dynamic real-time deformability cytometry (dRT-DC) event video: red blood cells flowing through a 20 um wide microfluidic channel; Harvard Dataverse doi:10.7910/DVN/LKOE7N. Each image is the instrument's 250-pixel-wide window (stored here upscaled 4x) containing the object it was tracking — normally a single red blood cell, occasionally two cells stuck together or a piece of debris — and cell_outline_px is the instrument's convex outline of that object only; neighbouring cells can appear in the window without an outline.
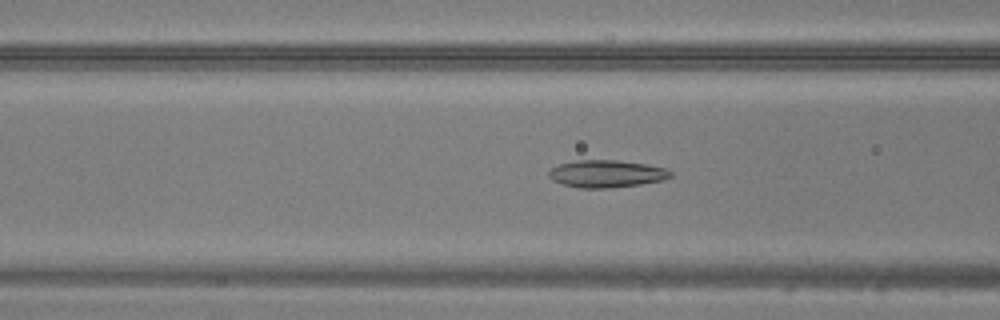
{"species": "common noctule bat (a hibernating species)", "species_latin": "Nyctalus noctula", "temperature_condition": "warm", "stored_images_in_passage": 48, "camera_frame_rate_fps": 3000, "um_per_image_px": 0.085, "animal": {"sex": "male", "body_mass_g": 20.5, "forearm_length_mm": 52.5}, "frame": {"image": 1, "passage_image": 19, "time_ms": 6.0, "image_size_px": [1000, 320], "cell_outline_px": [[672, 176], [664, 180], [640, 184], [608, 188], [580, 188], [564, 184], [552, 180], [548, 176], [548, 172], [552, 168], [560, 164], [576, 160], [616, 160], [648, 164], [664, 168], [672, 172]], "centroid_in_image_um": [51.56, 14.77], "position_along_channel_um": 115.0, "area_um2": 19.36}}
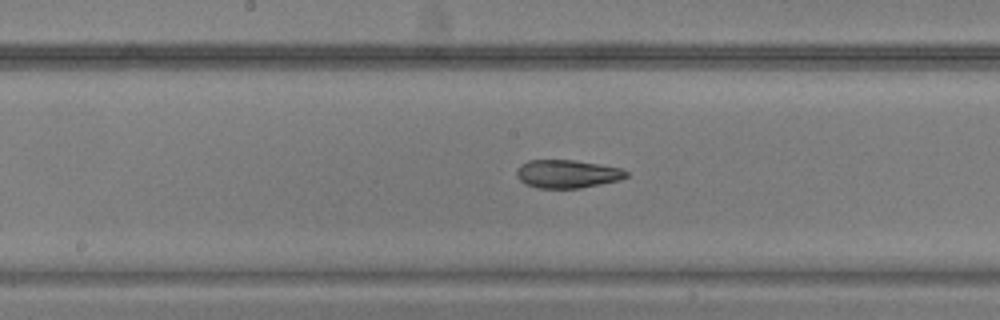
{"frame": {"image": 2, "passage_image": 25, "time_ms": 8.0, "image_size_px": [1000, 320], "cell_outline_px": [[628, 176], [620, 180], [580, 188], [536, 188], [524, 184], [516, 176], [516, 168], [520, 164], [528, 160], [572, 160], [620, 168], [628, 172]], "centroid_in_image_um": [48.16, 14.79], "position_along_channel_um": 200.0, "area_um2": 18.03}}
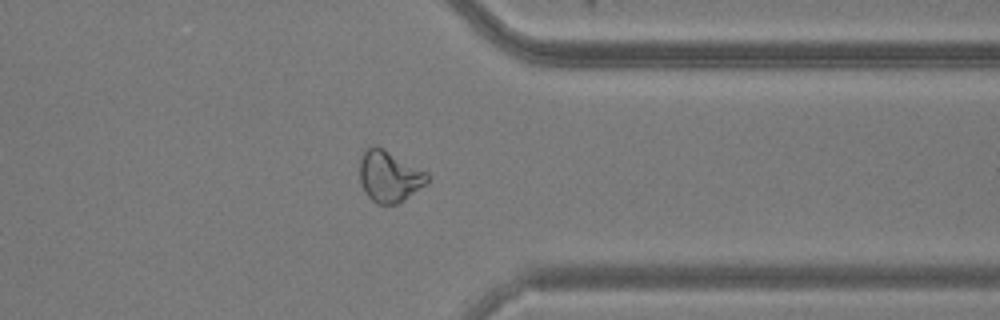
{"frame": {"image": 3, "passage_image": 38, "time_ms": 12.333, "image_size_px": [1000, 320], "cell_outline_px": [[428, 180], [424, 184], [404, 200], [396, 204], [380, 204], [372, 200], [364, 192], [360, 180], [360, 156], [364, 148], [372, 144], [376, 144], [428, 172]], "centroid_in_image_um": [33.05, 14.94], "position_along_channel_um": 378.4, "area_um2": 20.29}}